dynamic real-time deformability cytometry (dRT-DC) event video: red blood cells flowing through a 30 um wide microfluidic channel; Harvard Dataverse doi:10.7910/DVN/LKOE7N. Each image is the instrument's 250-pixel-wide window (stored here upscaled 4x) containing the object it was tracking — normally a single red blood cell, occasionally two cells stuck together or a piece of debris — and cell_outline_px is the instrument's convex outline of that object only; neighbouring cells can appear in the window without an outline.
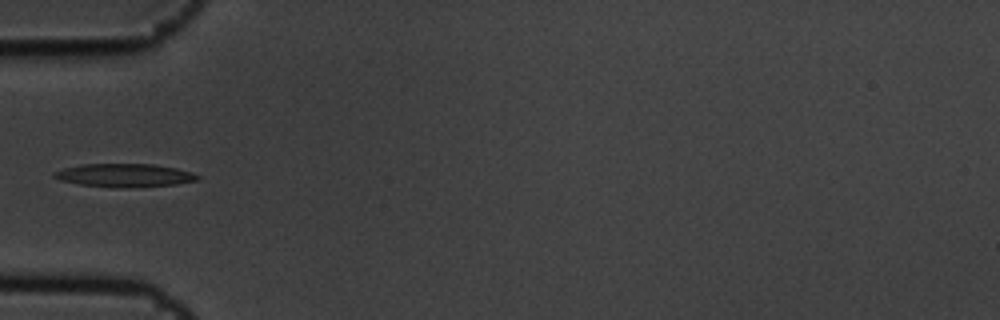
{"species": "common noctule bat (a hibernating species)", "species_latin": "Nyctalus noctula", "temperature_condition": "cold", "stored_images_in_passage": 15, "camera_frame_rate_fps": 3000, "um_per_image_px": 0.085, "animal": {"sex": "male", "body_mass_g": 19.5, "forearm_length_mm": 54.6}, "frame": {"image": 1, "passage_image": 5, "time_ms": 1.333, "image_size_px": [1000, 320], "cell_outline_px": [[200, 176], [196, 180], [176, 184], [136, 188], [116, 188], [80, 184], [60, 180], [52, 176], [52, 172], [64, 168], [80, 164], [152, 164], [176, 168], [192, 172]], "centroid_in_image_um": [10.56, 14.91], "position_along_channel_um": 74.4, "area_um2": 19.59}}
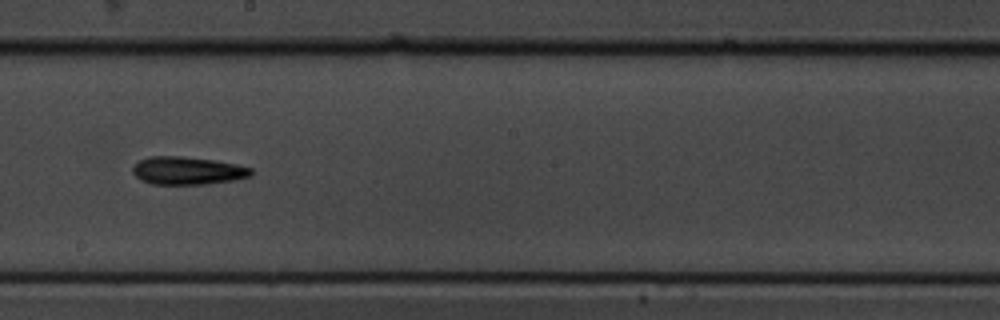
{"frame": {"image": 2, "passage_image": 9, "time_ms": 2.667, "image_size_px": [1000, 320], "cell_outline_px": [[252, 176], [232, 180], [208, 184], [152, 184], [140, 180], [132, 172], [132, 168], [140, 160], [152, 156], [180, 156], [216, 160], [236, 164], [252, 168]], "centroid_in_image_um": [15.95, 14.51], "position_along_channel_um": 232.2, "area_um2": 19.25}}
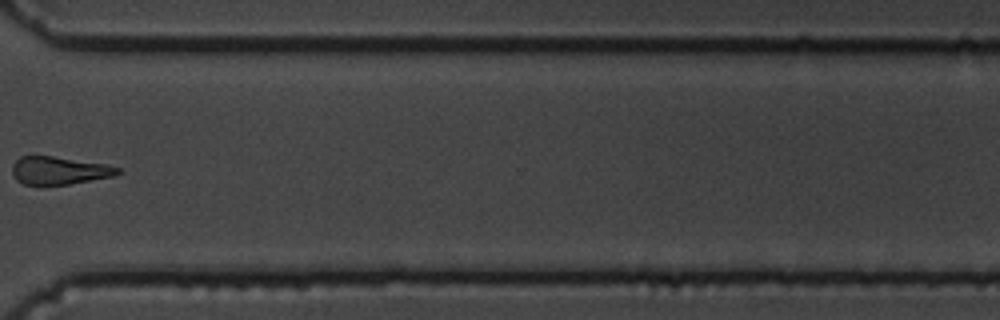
{"frame": {"image": 3, "passage_image": 12, "time_ms": 3.667, "image_size_px": [1000, 320], "cell_outline_px": [[120, 172], [112, 176], [68, 184], [24, 184], [16, 180], [12, 172], [12, 164], [20, 156], [52, 156], [108, 164], [120, 168]], "centroid_in_image_um": [5.01, 14.48], "position_along_channel_um": 365.6, "area_um2": 16.94}}